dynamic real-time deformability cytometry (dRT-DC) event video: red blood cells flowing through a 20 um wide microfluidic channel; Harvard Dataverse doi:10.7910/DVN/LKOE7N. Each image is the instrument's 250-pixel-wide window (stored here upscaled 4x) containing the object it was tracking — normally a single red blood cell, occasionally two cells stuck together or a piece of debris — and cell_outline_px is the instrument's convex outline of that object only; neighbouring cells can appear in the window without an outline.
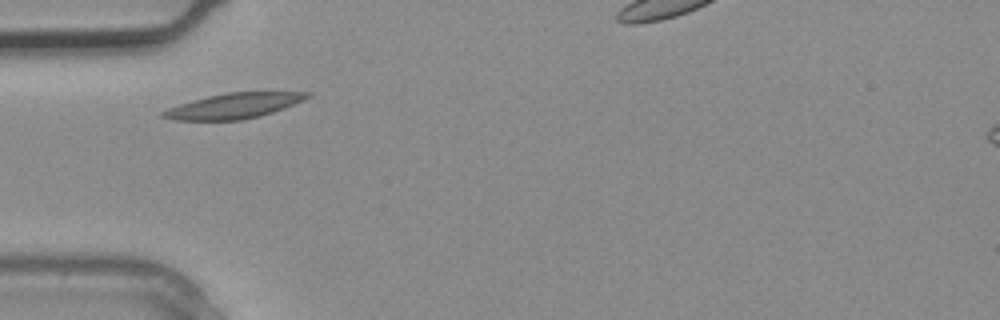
{"species": "common noctule bat (a hibernating species)", "species_latin": "Nyctalus noctula", "temperature_condition": "warm", "stored_images_in_passage": 1, "camera_frame_rate_fps": 3000, "um_per_image_px": 0.085, "animal": {"sex": "male", "body_mass_g": 20.4}, "frame": {"image": 1, "passage_image": 1, "time_ms": 0.0, "image_size_px": [1000, 320], "cell_outline_px": [[312, 96], [304, 100], [284, 108], [260, 116], [240, 120], [172, 120], [160, 116], [160, 112], [168, 108], [180, 104], [208, 96], [228, 92], [312, 92]], "centroid_in_image_um": [19.88, 9.0], "position_along_channel_um": 65.1, "area_um2": 21.15}}